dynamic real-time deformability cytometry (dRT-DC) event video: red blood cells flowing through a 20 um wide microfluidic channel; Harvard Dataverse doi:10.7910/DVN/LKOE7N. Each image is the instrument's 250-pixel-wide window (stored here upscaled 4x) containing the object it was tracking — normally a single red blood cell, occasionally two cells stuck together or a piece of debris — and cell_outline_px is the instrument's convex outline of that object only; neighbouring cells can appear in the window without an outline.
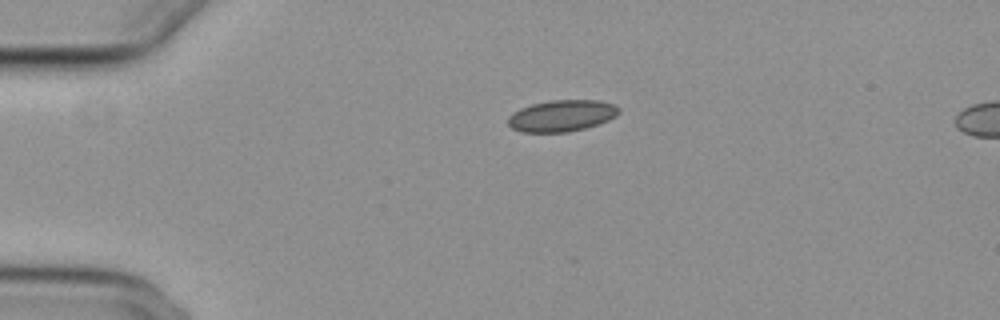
{"species": "common noctule bat (a hibernating species)", "species_latin": "Nyctalus noctula", "temperature_condition": "cold", "stored_images_in_passage": 37, "camera_frame_rate_fps": 3000, "um_per_image_px": 0.085, "animal": {"sex": "female", "body_mass_g": 29.2, "forearm_length_mm": 56.3}, "frame": {"image": 1, "passage_image": 1, "time_ms": 0.0, "image_size_px": [1000, 320], "cell_outline_px": [[620, 112], [616, 116], [600, 124], [568, 132], [520, 132], [512, 128], [508, 124], [508, 116], [512, 112], [520, 108], [532, 104], [548, 100], [600, 100], [616, 104], [620, 108]], "centroid_in_image_um": [47.76, 9.83], "position_along_channel_um": 37.2, "area_um2": 20.63}}
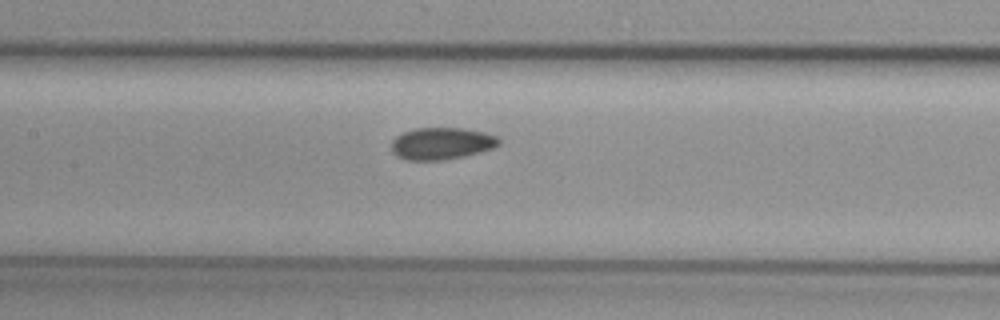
{"frame": {"image": 2, "passage_image": 15, "time_ms": 4.667, "image_size_px": [1000, 320], "cell_outline_px": [[500, 144], [492, 148], [480, 152], [464, 156], [444, 160], [404, 160], [396, 156], [392, 152], [392, 140], [396, 136], [404, 132], [416, 128], [464, 128], [484, 132], [496, 136], [500, 140]], "centroid_in_image_um": [37.52, 12.2], "position_along_channel_um": 169.9, "area_um2": 20.11}}
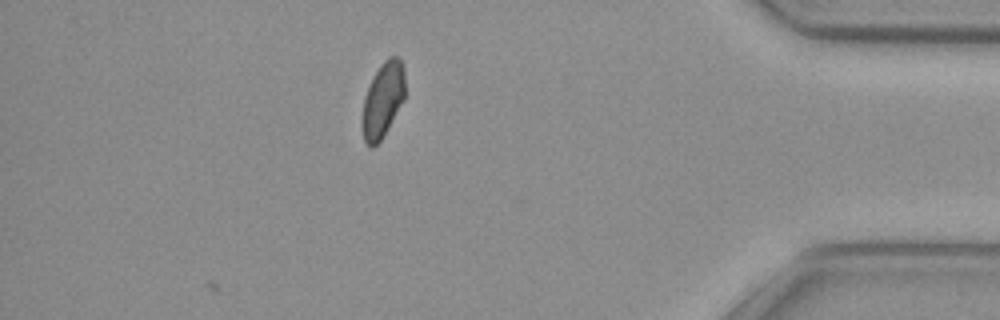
{"frame": {"image": 3, "passage_image": 37, "time_ms": 12.0, "image_size_px": [1000, 320], "cell_outline_px": [[404, 100], [380, 140], [372, 148], [368, 148], [364, 144], [360, 124], [360, 120], [364, 96], [368, 84], [372, 76], [380, 64], [388, 56], [396, 56], [404, 64]], "centroid_in_image_um": [32.48, 8.5], "position_along_channel_um": 402.7, "area_um2": 19.25}, "authors_computed_cell_mechanics": {"area_um2": 19.941, "velocity_mm_per_s": 3.7323, "shape_relaxation_time_tau1_ms": null, "shape_relaxation_time_tau2_ms": 2.8807, "deformation_change_tau1": null, "deformation_change_tau2": 0.0694}}